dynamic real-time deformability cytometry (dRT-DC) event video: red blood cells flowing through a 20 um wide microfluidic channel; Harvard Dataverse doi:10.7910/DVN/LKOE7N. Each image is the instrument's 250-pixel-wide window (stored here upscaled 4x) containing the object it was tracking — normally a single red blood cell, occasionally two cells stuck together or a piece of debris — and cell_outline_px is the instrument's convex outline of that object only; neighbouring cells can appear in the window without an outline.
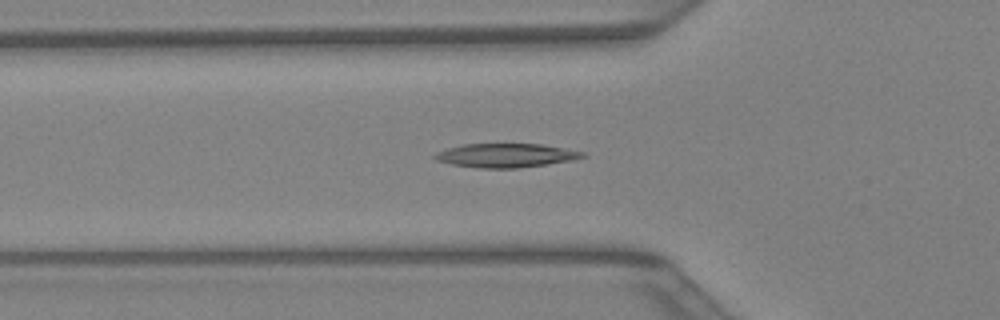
{"species": "Egyptian fruit bat (a non-hibernating species)", "species_latin": "Rousettus aegyptiacus", "temperature_condition": "warm", "stored_images_in_passage": 42, "camera_frame_rate_fps": 3000, "um_per_image_px": 0.085, "animal": {"sex": "female"}, "frame": {"image": 1, "passage_image": 15, "time_ms": 4.667, "image_size_px": [1000, 320], "cell_outline_px": [[588, 156], [572, 160], [548, 164], [520, 168], [480, 168], [452, 164], [436, 160], [432, 156], [436, 152], [448, 148], [464, 144], [540, 144], [584, 152]], "centroid_in_image_um": [43.0, 13.21], "position_along_channel_um": 82.8, "area_um2": 20.46}}
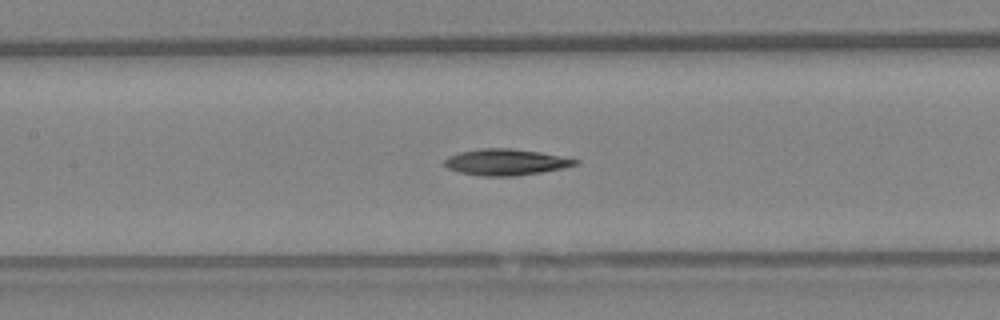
{"frame": {"image": 2, "passage_image": 20, "time_ms": 6.333, "image_size_px": [1000, 320], "cell_outline_px": [[580, 160], [576, 164], [564, 168], [516, 176], [480, 176], [460, 172], [448, 168], [444, 164], [444, 160], [448, 156], [460, 152], [480, 148], [512, 148], [540, 152]], "centroid_in_image_um": [42.97, 13.78], "position_along_channel_um": 164.4, "area_um2": 19.94}}
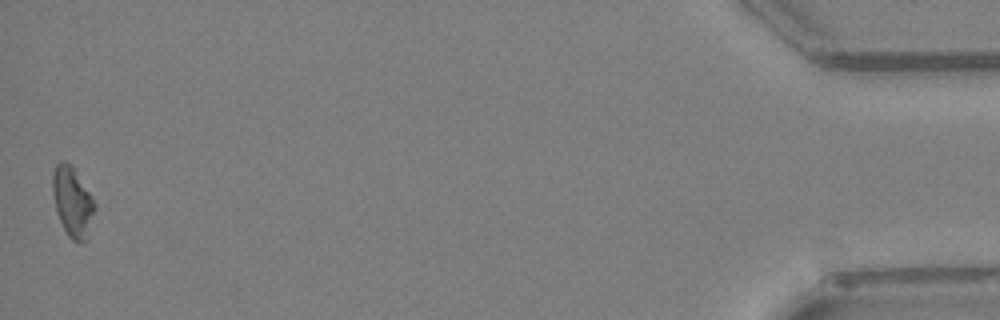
{"frame": {"image": 3, "passage_image": 42, "time_ms": 13.667, "image_size_px": [1000, 320], "cell_outline_px": [[96, 204], [88, 240], [72, 240], [68, 236], [56, 212], [52, 192], [52, 172], [56, 164], [60, 160], [64, 160], [72, 164], [92, 196]], "centroid_in_image_um": [6.16, 17.11], "position_along_channel_um": 429.0, "area_um2": 17.4}}